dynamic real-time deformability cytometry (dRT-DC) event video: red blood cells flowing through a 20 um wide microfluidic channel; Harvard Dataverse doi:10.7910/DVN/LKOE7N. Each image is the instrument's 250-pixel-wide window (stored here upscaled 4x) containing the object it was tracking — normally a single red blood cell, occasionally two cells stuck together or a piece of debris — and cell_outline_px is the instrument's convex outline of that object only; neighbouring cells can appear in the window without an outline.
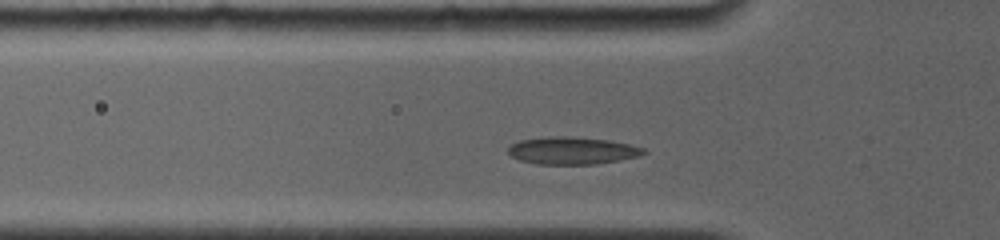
{"species": "common noctule bat (a hibernating species)", "species_latin": "Nyctalus noctula", "temperature_condition": "room temperature", "stored_images_in_passage": 28, "camera_frame_rate_fps": 4000, "um_per_image_px": 0.085, "animal": {"sex": "female", "body_mass_g": 19.0, "forearm_length_mm": 56.7}, "frame": {"image": 1, "passage_image": 6, "time_ms": 2.25, "image_size_px": [1000, 240], "cell_outline_px": [[648, 152], [640, 156], [596, 164], [536, 164], [520, 160], [508, 156], [508, 148], [512, 144], [520, 140], [548, 136], [568, 136], [608, 140], [628, 144], [644, 148]], "centroid_in_image_um": [48.61, 12.8], "position_along_channel_um": 77.2, "area_um2": 21.68}}
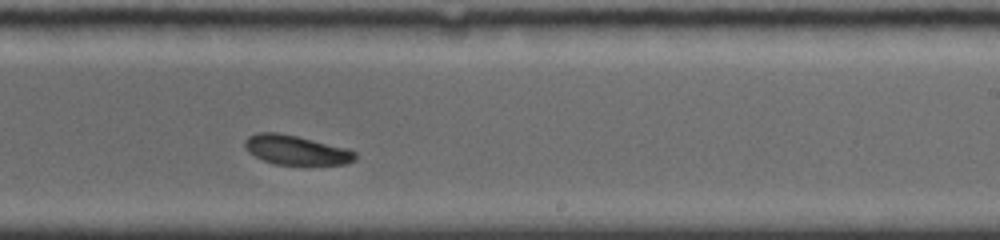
{"frame": {"image": 2, "passage_image": 18, "time_ms": 7.25, "image_size_px": [1000, 240], "cell_outline_px": [[356, 160], [348, 164], [276, 164], [264, 160], [248, 152], [244, 148], [244, 140], [248, 136], [256, 132], [276, 132], [296, 136], [348, 148], [356, 152]], "centroid_in_image_um": [25.16, 12.74], "position_along_channel_um": 263.8, "area_um2": 18.9}}
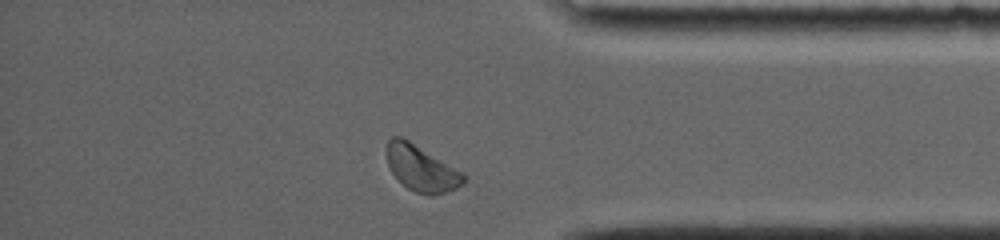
{"frame": {"image": 3, "passage_image": 27, "time_ms": 11.0, "image_size_px": [1000, 240], "cell_outline_px": [[468, 180], [464, 184], [456, 188], [432, 196], [428, 196], [416, 192], [408, 188], [392, 172], [388, 164], [388, 140], [392, 136], [400, 136], [408, 140], [464, 172], [468, 176]], "centroid_in_image_um": [35.89, 14.33], "position_along_channel_um": 399.3, "area_um2": 20.46}, "authors_computed_cell_mechanics": {"area_um2": 20.1433, "velocity_mm_per_s": 3.7339, "shape_relaxation_time_tau1_ms": 2.2952, "shape_relaxation_time_tau2_ms": null, "deformation_change_tau1": 0.065, "deformation_change_tau2": null}}